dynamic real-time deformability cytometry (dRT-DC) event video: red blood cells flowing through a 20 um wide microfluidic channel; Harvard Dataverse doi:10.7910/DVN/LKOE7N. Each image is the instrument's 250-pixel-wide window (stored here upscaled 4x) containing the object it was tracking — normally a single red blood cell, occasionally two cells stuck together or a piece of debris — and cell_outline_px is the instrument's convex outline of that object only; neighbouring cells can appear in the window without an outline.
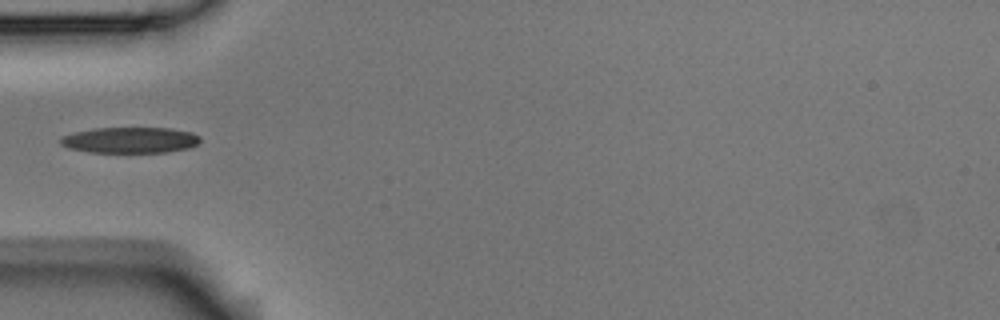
{"species": "Egyptian fruit bat (a non-hibernating species)", "species_latin": "Rousettus aegyptiacus", "temperature_condition": "room temperature", "stored_images_in_passage": 6, "camera_frame_rate_fps": 3000, "um_per_image_px": 0.085, "animal": {"sex": "male"}, "frame": {"image": 1, "passage_image": 5, "time_ms": 1.333, "image_size_px": [1000, 320], "cell_outline_px": [[200, 140], [196, 144], [188, 148], [168, 152], [88, 152], [68, 148], [60, 144], [60, 136], [72, 132], [96, 128], [168, 128], [192, 132], [200, 136]], "centroid_in_image_um": [11.02, 11.9], "position_along_channel_um": 74.0, "area_um2": 21.15}}
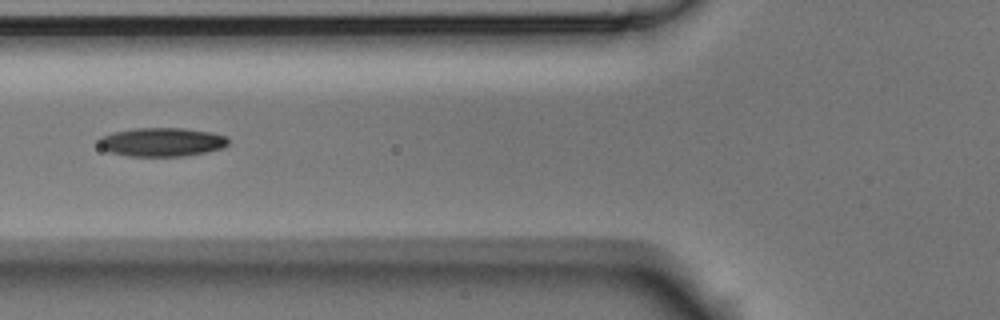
{"frame": {"image": 2, "passage_image": 6, "time_ms": 1.667, "image_size_px": [1000, 320], "cell_outline_px": [[228, 144], [224, 148], [184, 156], [128, 156], [108, 152], [100, 148], [96, 140], [100, 136], [112, 132], [132, 128], [184, 128], [212, 132], [228, 136]], "centroid_in_image_um": [13.71, 12.07], "position_along_channel_um": 112.1, "area_um2": 22.08}}